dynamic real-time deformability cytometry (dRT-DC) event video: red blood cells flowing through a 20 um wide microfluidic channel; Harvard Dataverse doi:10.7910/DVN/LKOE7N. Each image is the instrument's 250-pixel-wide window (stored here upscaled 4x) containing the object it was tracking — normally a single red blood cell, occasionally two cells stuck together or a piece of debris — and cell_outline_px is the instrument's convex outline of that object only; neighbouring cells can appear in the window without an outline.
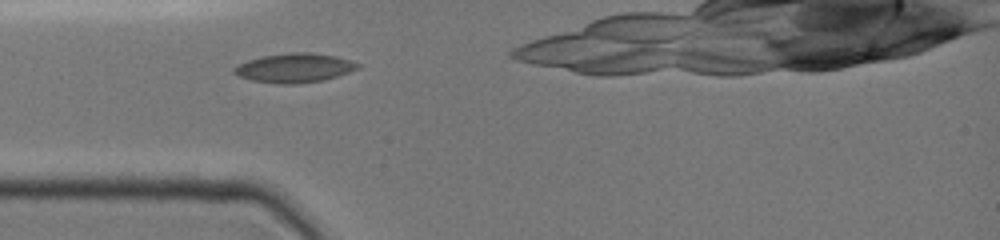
{"species": "common noctule bat (a hibernating species)", "species_latin": "Nyctalus noctula", "temperature_condition": "cold", "stored_images_in_passage": 30, "camera_frame_rate_fps": 3000, "um_per_image_px": 0.085, "animal": {"sex": "female", "body_mass_g": 19.0, "forearm_length_mm": 51.5}, "frame": {"image": 1, "passage_image": 3, "time_ms": 0.667, "image_size_px": [1000, 240], "cell_outline_px": [[360, 68], [324, 80], [296, 84], [280, 84], [252, 80], [240, 76], [232, 72], [232, 68], [248, 60], [264, 56], [292, 52], [308, 52], [336, 56], [352, 60], [360, 64]], "centroid_in_image_um": [25.05, 5.77], "position_along_channel_um": 59.9, "area_um2": 20.92}}
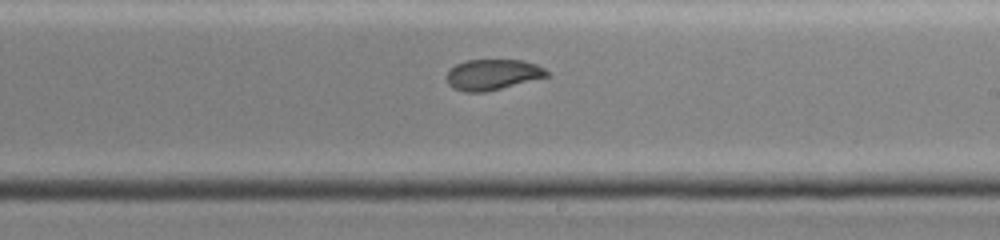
{"frame": {"image": 2, "passage_image": 17, "time_ms": 5.333, "image_size_px": [1000, 240], "cell_outline_px": [[548, 76], [484, 92], [464, 92], [452, 88], [448, 84], [444, 76], [448, 68], [464, 60], [524, 60], [536, 64], [544, 68], [548, 72]], "centroid_in_image_um": [41.78, 6.33], "position_along_channel_um": 247.2, "area_um2": 18.03}}
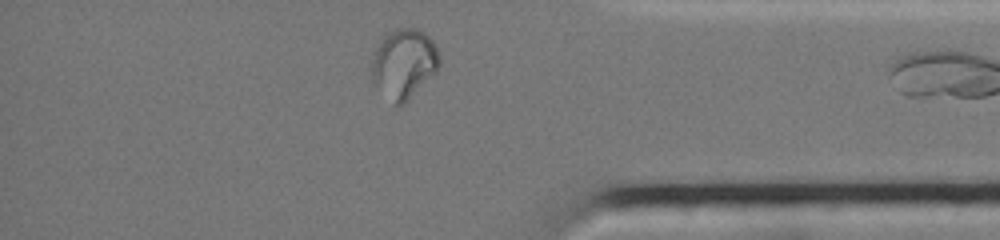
{"frame": {"image": 3, "passage_image": 28, "time_ms": 9.333, "image_size_px": [1000, 240], "cell_outline_px": [[440, 64], [436, 72], [404, 104], [396, 108], [392, 104], [372, 80], [372, 64], [380, 36], [396, 28], [416, 28], [424, 32], [436, 44], [440, 56]], "centroid_in_image_um": [34.34, 5.4], "position_along_channel_um": 400.9, "area_um2": 27.69}}